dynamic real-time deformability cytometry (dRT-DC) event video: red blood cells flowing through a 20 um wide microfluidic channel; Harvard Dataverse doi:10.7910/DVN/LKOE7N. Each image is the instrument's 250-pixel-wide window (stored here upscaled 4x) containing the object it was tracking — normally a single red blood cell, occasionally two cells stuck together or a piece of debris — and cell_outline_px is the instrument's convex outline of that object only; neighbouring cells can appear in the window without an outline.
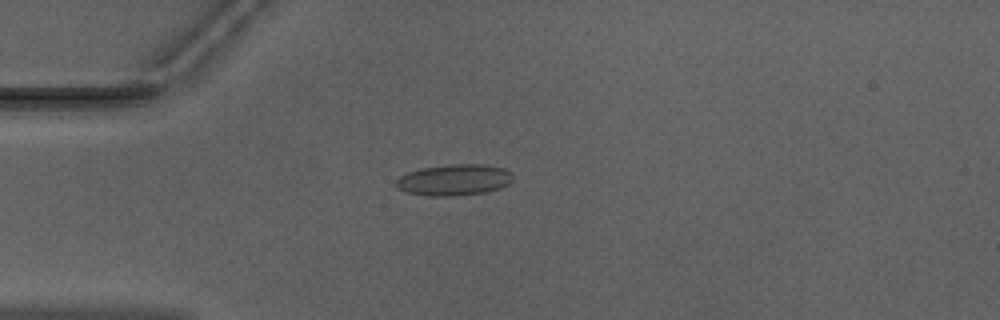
{"species": "Egyptian fruit bat (a non-hibernating species)", "species_latin": "Rousettus aegyptiacus", "temperature_condition": "warm", "stored_images_in_passage": 32, "camera_frame_rate_fps": 3000, "um_per_image_px": 0.085, "animal": {"sex": "male"}, "frame": {"image": 1, "passage_image": 1, "time_ms": 0.0, "image_size_px": [1000, 320], "cell_outline_px": [[512, 180], [508, 184], [500, 188], [484, 192], [456, 196], [428, 196], [408, 192], [396, 188], [396, 180], [400, 176], [408, 172], [420, 168], [448, 164], [484, 164], [504, 168], [512, 172]], "centroid_in_image_um": [38.6, 15.28], "position_along_channel_um": 46.4, "area_um2": 21.39}}
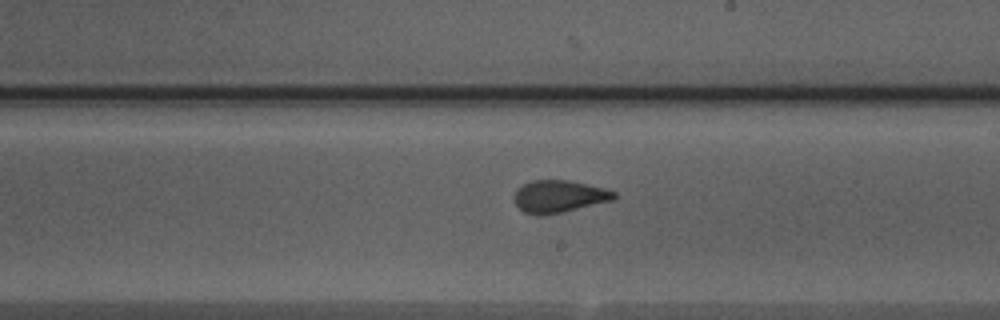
{"frame": {"image": 2, "passage_image": 17, "time_ms": 5.333, "image_size_px": [1000, 320], "cell_outline_px": [[616, 196], [612, 200], [564, 212], [540, 216], [536, 216], [524, 212], [516, 204], [512, 196], [516, 188], [532, 180], [568, 180], [604, 188], [616, 192]], "centroid_in_image_um": [47.47, 16.7], "position_along_channel_um": 241.5, "area_um2": 18.9}}
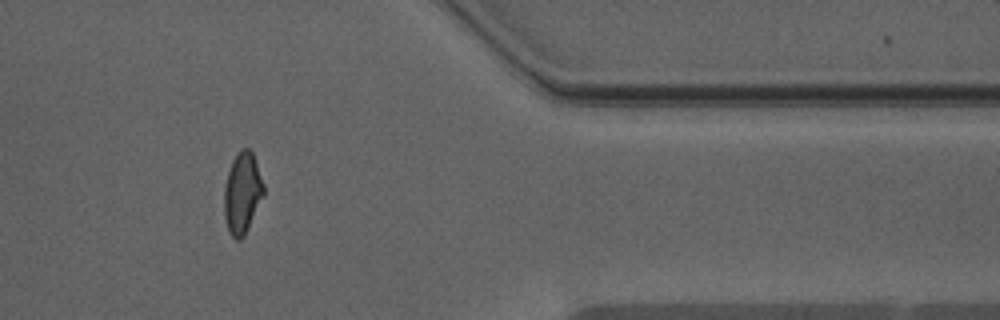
{"frame": {"image": 3, "passage_image": 30, "time_ms": 9.667, "image_size_px": [1000, 320], "cell_outline_px": [[264, 196], [244, 236], [240, 240], [236, 240], [228, 232], [224, 216], [224, 188], [228, 172], [232, 160], [236, 152], [240, 148], [248, 148], [252, 152], [264, 184]], "centroid_in_image_um": [20.59, 16.41], "position_along_channel_um": 390.8, "area_um2": 18.84}, "authors_computed_cell_mechanics": {"area_um2": 18.9584, "velocity_mm_per_s": 3.9835, "shape_relaxation_time_tau1_ms": 9.3449, "shape_relaxation_time_tau2_ms": 1.1512, "deformation_change_tau1": 0.2206, "deformation_change_tau2": 0.0696}}